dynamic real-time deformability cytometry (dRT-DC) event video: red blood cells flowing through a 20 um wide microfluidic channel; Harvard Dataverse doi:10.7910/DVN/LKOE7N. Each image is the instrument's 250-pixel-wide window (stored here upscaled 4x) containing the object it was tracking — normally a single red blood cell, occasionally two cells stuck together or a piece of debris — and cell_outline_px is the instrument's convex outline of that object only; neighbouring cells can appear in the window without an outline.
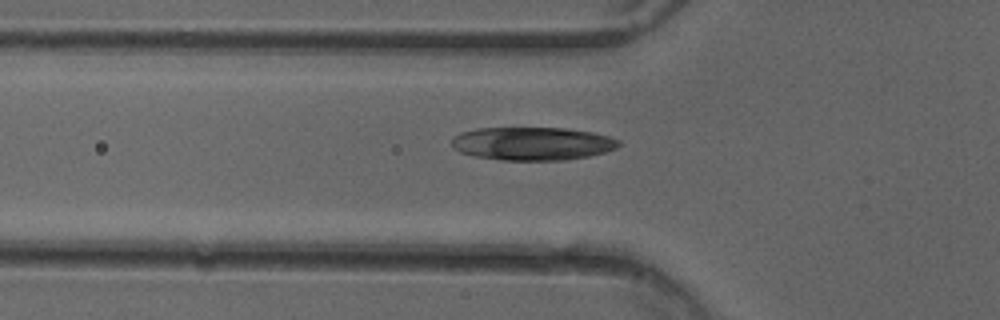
{"species": "common noctule bat (a hibernating species)", "species_latin": "Nyctalus noctula", "temperature_condition": "cold", "stored_images_in_passage": 37, "camera_frame_rate_fps": 3000, "um_per_image_px": 0.085, "animal": {"sex": "female"}, "frame": {"image": 1, "passage_image": 5, "time_ms": 1.333, "image_size_px": [1000, 320], "cell_outline_px": [[620, 144], [616, 148], [604, 152], [588, 156], [564, 160], [500, 160], [476, 156], [460, 152], [452, 144], [452, 136], [460, 132], [476, 128], [568, 128], [592, 132], [608, 136], [620, 140]], "centroid_in_image_um": [45.25, 12.2], "position_along_channel_um": 80.6, "area_um2": 32.31}}
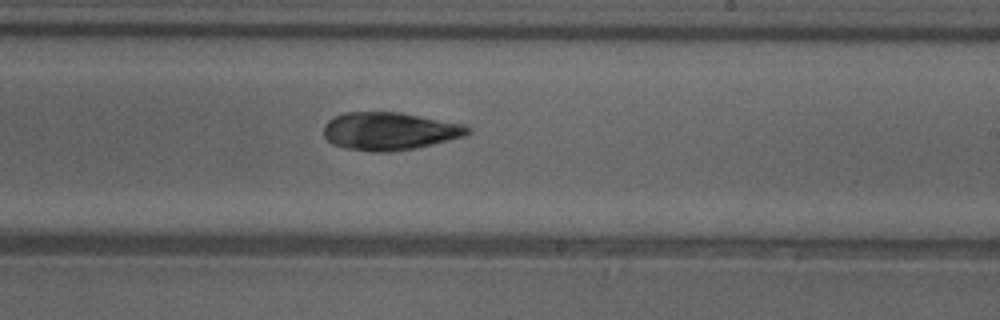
{"frame": {"image": 2, "passage_image": 18, "time_ms": 5.667, "image_size_px": [1000, 320], "cell_outline_px": [[472, 132], [468, 136], [416, 148], [392, 152], [372, 152], [344, 148], [332, 144], [324, 136], [324, 124], [328, 120], [344, 112], [400, 112], [468, 124], [472, 128]], "centroid_in_image_um": [33.19, 11.15], "position_along_channel_um": 255.8, "area_um2": 32.43}}
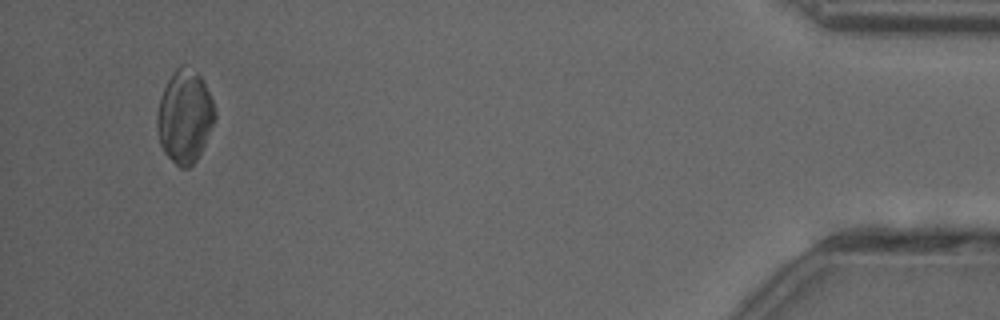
{"frame": {"image": 3, "passage_image": 36, "time_ms": 11.667, "image_size_px": [1000, 320], "cell_outline_px": [[216, 120], [196, 160], [188, 168], [180, 168], [164, 152], [160, 144], [156, 124], [156, 112], [160, 96], [168, 80], [176, 68], [180, 64], [184, 64], [200, 76], [212, 100], [216, 112]], "centroid_in_image_um": [15.68, 9.9], "position_along_channel_um": 419.5, "area_um2": 31.15}}